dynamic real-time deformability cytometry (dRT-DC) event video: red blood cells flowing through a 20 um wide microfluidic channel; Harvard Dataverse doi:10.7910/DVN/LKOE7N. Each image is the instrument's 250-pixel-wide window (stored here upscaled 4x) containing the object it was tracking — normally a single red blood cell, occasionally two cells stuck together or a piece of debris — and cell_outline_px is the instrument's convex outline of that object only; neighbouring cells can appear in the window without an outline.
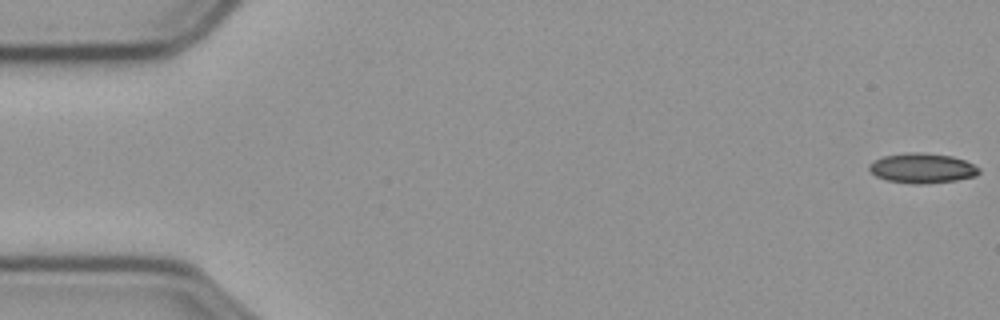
{"species": "common noctule bat (a hibernating species)", "species_latin": "Nyctalus noctula", "temperature_condition": "cold", "stored_images_in_passage": 13, "camera_frame_rate_fps": 3000, "um_per_image_px": 0.085, "animal": {"sex": "male", "body_mass_g": 23.1, "forearm_length_mm": 52.7}, "frame": {"image": 1, "passage_image": 1, "time_ms": 0.0, "image_size_px": [1000, 320], "cell_outline_px": [[980, 172], [976, 176], [956, 180], [920, 184], [916, 184], [888, 180], [876, 176], [868, 168], [868, 164], [884, 156], [904, 152], [924, 152], [952, 156], [964, 160], [980, 168]], "centroid_in_image_um": [78.4, 14.28], "position_along_channel_um": 6.6, "area_um2": 19.07}}